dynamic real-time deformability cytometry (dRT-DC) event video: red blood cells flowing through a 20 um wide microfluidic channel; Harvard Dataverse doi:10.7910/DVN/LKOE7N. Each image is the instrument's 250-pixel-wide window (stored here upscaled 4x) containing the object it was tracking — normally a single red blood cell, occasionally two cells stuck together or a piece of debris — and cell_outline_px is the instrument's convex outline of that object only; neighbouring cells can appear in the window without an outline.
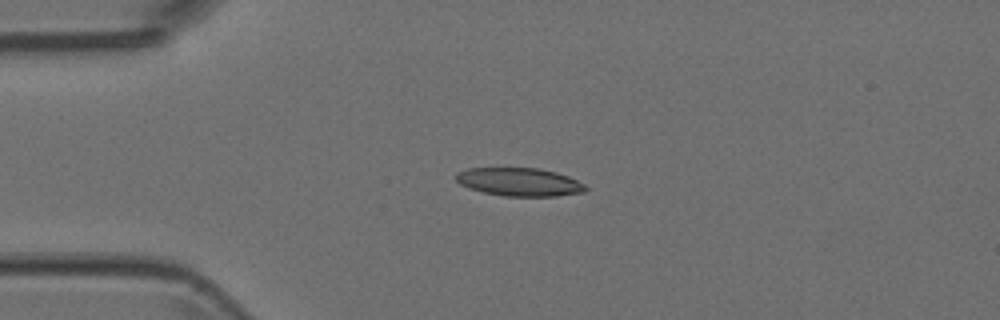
{"species": "Egyptian fruit bat (a non-hibernating species)", "species_latin": "Rousettus aegyptiacus", "temperature_condition": "room temperature", "stored_images_in_passage": 5, "camera_frame_rate_fps": 3000, "um_per_image_px": 0.085, "animal": {"sex": "female"}, "frame": {"image": 1, "passage_image": 3, "time_ms": 0.667, "image_size_px": [1000, 320], "cell_outline_px": [[588, 188], [584, 192], [556, 196], [504, 196], [484, 192], [468, 188], [460, 184], [456, 180], [456, 172], [468, 168], [540, 168], [556, 172], [568, 176], [584, 184]], "centroid_in_image_um": [44.14, 15.46], "position_along_channel_um": 40.9, "area_um2": 21.33}}
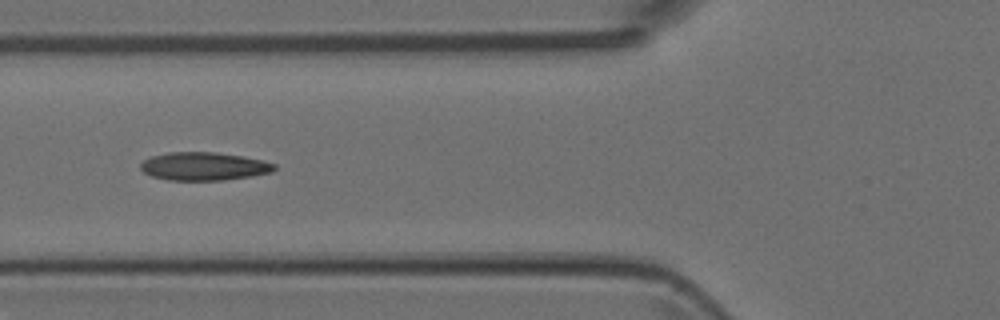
{"frame": {"image": 2, "passage_image": 5, "time_ms": 1.333, "image_size_px": [1000, 320], "cell_outline_px": [[276, 168], [272, 172], [252, 176], [224, 180], [168, 180], [152, 176], [144, 172], [140, 168], [140, 164], [144, 160], [152, 156], [168, 152], [216, 152], [244, 156], [264, 160], [276, 164]], "centroid_in_image_um": [17.36, 14.13], "position_along_channel_um": 108.4, "area_um2": 22.08}}